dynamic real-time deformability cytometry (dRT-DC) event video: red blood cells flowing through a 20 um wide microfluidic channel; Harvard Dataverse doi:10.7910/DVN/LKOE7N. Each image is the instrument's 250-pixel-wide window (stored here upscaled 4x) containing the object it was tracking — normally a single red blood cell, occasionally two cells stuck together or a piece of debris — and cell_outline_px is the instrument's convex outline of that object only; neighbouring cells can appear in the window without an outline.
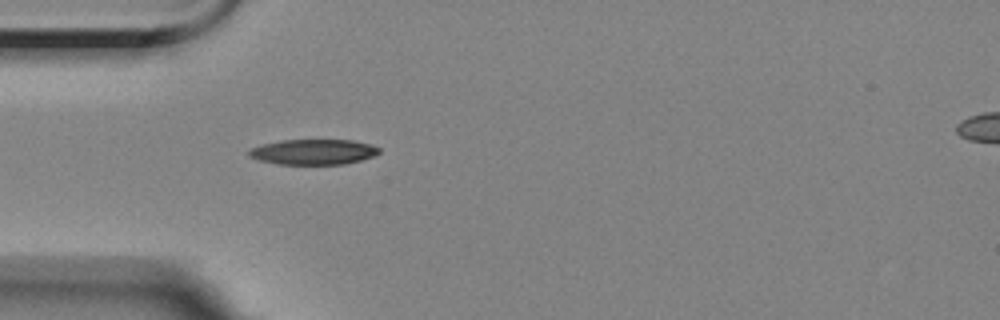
{"species": "Egyptian fruit bat (a non-hibernating species)", "species_latin": "Rousettus aegyptiacus", "temperature_condition": "room temperature", "stored_images_in_passage": 1, "camera_frame_rate_fps": 3000, "um_per_image_px": 0.085, "animal": {"sex": "female"}, "frame": {"image": 1, "passage_image": 1, "time_ms": 0.0, "image_size_px": [1000, 320], "cell_outline_px": [[380, 152], [372, 156], [360, 160], [344, 164], [276, 164], [260, 160], [248, 156], [248, 152], [252, 148], [260, 144], [280, 140], [352, 140], [372, 144], [380, 148]], "centroid_in_image_um": [26.63, 12.9], "position_along_channel_um": 58.4, "area_um2": 19.25}}